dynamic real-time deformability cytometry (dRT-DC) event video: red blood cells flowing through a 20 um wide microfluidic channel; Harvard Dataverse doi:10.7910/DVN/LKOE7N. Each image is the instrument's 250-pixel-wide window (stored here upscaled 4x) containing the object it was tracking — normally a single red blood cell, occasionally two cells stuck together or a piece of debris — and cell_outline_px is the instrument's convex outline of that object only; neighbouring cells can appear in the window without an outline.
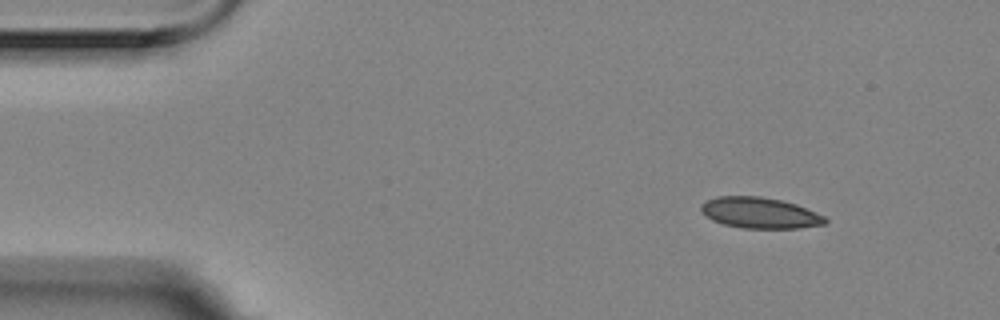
{"species": "Egyptian fruit bat (a non-hibernating species)", "species_latin": "Rousettus aegyptiacus", "temperature_condition": "room temperature", "stored_images_in_passage": 4, "camera_frame_rate_fps": 3000, "um_per_image_px": 0.085, "animal": {"sex": "female"}, "frame": {"image": 1, "passage_image": 1, "time_ms": 0.0, "image_size_px": [1000, 320], "cell_outline_px": [[828, 220], [824, 224], [800, 228], [740, 228], [724, 224], [712, 220], [700, 208], [700, 204], [704, 200], [716, 196], [760, 196], [780, 200], [796, 204], [824, 216]], "centroid_in_image_um": [64.56, 18.09], "position_along_channel_um": 20.4, "area_um2": 22.31}}
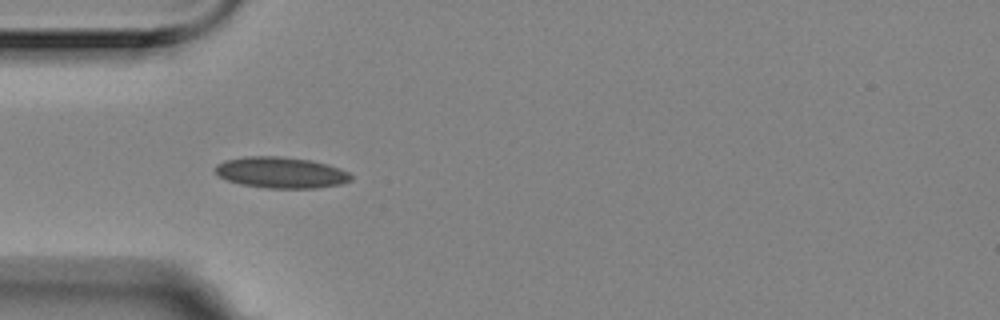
{"frame": {"image": 2, "passage_image": 3, "time_ms": 0.667, "image_size_px": [1000, 320], "cell_outline_px": [[352, 180], [340, 184], [316, 188], [268, 188], [240, 184], [228, 180], [220, 176], [212, 168], [216, 164], [224, 160], [244, 156], [280, 156], [312, 160], [328, 164], [340, 168], [348, 172], [352, 176]], "centroid_in_image_um": [23.87, 14.65], "position_along_channel_um": 61.1, "area_um2": 24.8}}
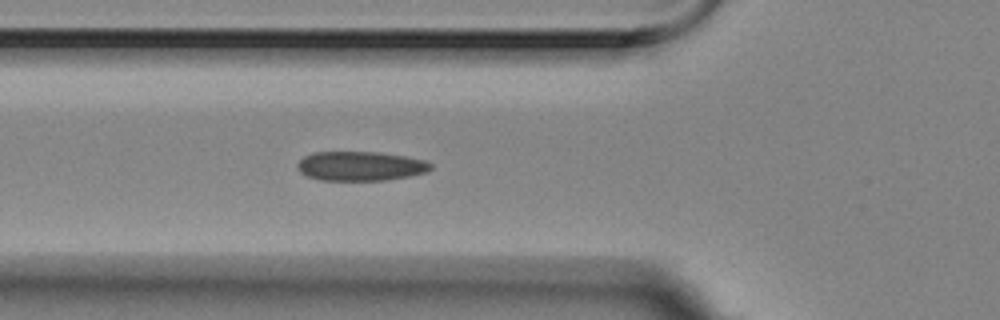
{"frame": {"image": 3, "passage_image": 4, "time_ms": 1.0, "image_size_px": [1000, 320], "cell_outline_px": [[432, 168], [428, 172], [388, 180], [320, 180], [308, 176], [300, 172], [300, 160], [304, 156], [312, 152], [380, 152], [404, 156], [424, 160], [432, 164]], "centroid_in_image_um": [30.68, 14.11], "position_along_channel_um": 95.1, "area_um2": 22.66}}